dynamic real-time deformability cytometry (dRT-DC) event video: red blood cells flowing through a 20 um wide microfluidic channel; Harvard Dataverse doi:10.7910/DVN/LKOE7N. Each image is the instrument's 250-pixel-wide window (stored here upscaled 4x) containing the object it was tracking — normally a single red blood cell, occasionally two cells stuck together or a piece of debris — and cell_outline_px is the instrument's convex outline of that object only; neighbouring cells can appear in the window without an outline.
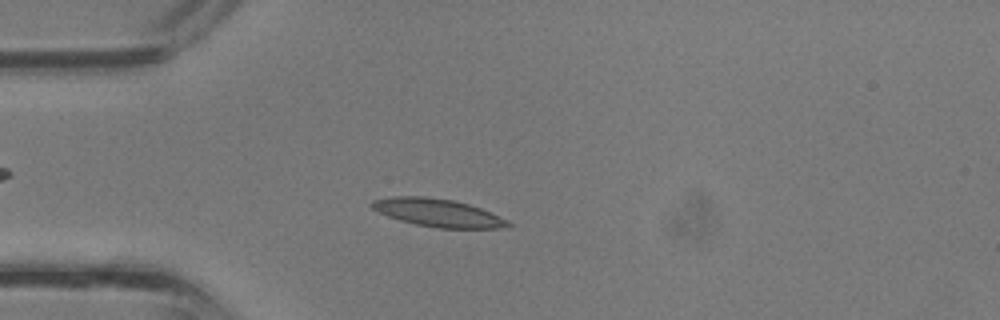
{"species": "common noctule bat (a hibernating species)", "species_latin": "Nyctalus noctula", "temperature_condition": "room temperature", "stored_images_in_passage": 36, "camera_frame_rate_fps": 3000, "um_per_image_px": 0.085, "animal": {"sex": "male", "body_mass_g": 13.3}, "frame": {"image": 1, "passage_image": 9, "time_ms": 2.667, "image_size_px": [1000, 320], "cell_outline_px": [[512, 224], [496, 228], [436, 228], [416, 224], [400, 220], [388, 216], [372, 208], [368, 204], [372, 200], [392, 196], [428, 196], [452, 200], [468, 204], [480, 208], [508, 220]], "centroid_in_image_um": [37.16, 18.07], "position_along_channel_um": 47.8, "area_um2": 21.96}}
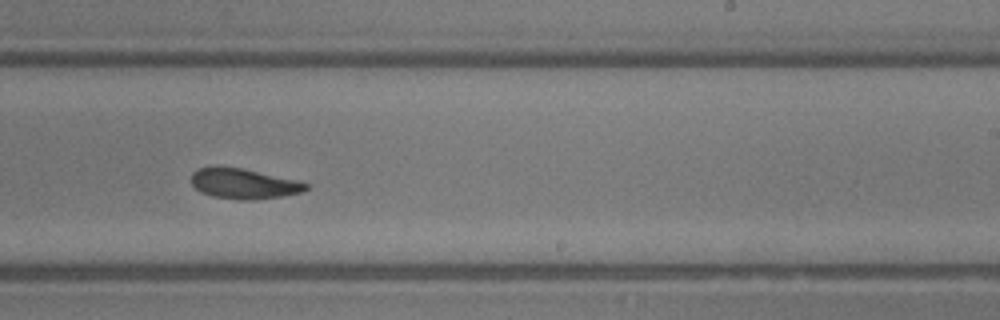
{"frame": {"image": 2, "passage_image": 22, "time_ms": 7.0, "image_size_px": [1000, 320], "cell_outline_px": [[312, 184], [304, 192], [280, 196], [252, 200], [236, 200], [212, 196], [200, 192], [192, 184], [192, 172], [196, 168], [216, 164], [220, 164], [240, 168], [296, 180]], "centroid_in_image_um": [20.67, 15.59], "position_along_channel_um": 268.3, "area_um2": 20.63}}
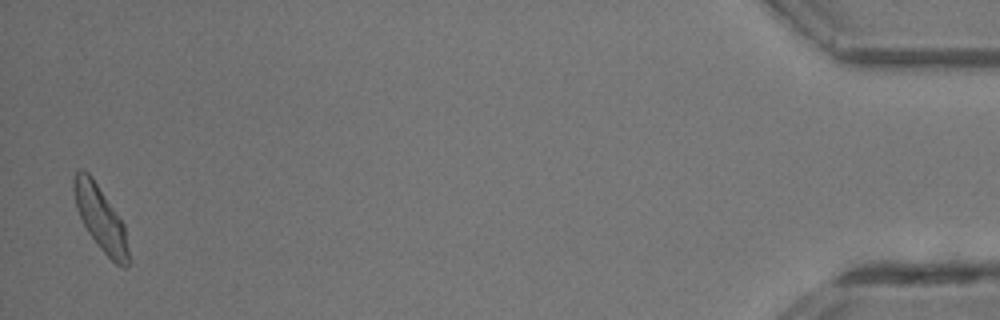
{"frame": {"image": 3, "passage_image": 36, "time_ms": 11.667, "image_size_px": [1000, 320], "cell_outline_px": [[132, 260], [128, 268], [124, 268], [116, 264], [100, 248], [88, 232], [76, 208], [72, 188], [72, 180], [76, 172], [80, 168], [88, 172], [92, 176], [124, 224]], "centroid_in_image_um": [8.58, 18.59], "position_along_channel_um": 426.6, "area_um2": 20.87}}